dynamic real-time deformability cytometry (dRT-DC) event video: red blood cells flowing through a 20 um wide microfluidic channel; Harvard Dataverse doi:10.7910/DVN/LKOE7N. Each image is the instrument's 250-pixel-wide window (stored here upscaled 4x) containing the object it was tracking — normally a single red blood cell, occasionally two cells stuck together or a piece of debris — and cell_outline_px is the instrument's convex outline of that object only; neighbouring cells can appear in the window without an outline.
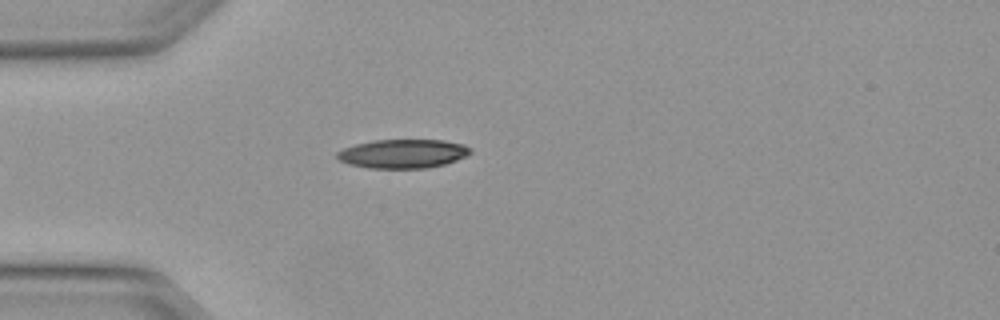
{"species": "Egyptian fruit bat (a non-hibernating species)", "species_latin": "Rousettus aegyptiacus", "temperature_condition": "warm", "stored_images_in_passage": 1, "camera_frame_rate_fps": 3000, "um_per_image_px": 0.085, "animal": {"sex": "female"}, "frame": {"image": 1, "passage_image": 1, "time_ms": 0.0, "image_size_px": [1000, 320], "cell_outline_px": [[472, 152], [456, 160], [444, 164], [428, 168], [368, 168], [348, 164], [340, 160], [336, 156], [336, 152], [344, 148], [356, 144], [372, 140], [444, 140], [464, 144]], "centroid_in_image_um": [34.22, 13.06], "position_along_channel_um": 50.8, "area_um2": 22.37}}